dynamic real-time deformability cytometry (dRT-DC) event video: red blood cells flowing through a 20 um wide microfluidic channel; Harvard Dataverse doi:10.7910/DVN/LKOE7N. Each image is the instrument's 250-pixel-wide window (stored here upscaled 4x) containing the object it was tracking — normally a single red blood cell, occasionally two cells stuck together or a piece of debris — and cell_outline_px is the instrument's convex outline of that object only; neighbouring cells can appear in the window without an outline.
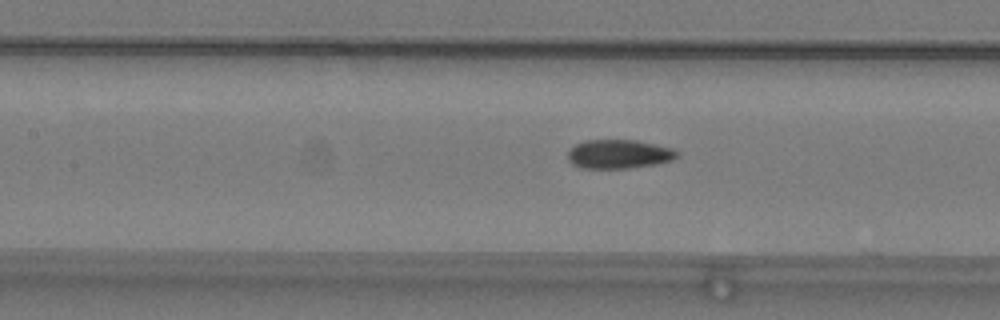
{"species": "common noctule bat (a hibernating species)", "species_latin": "Nyctalus noctula", "temperature_condition": "warm", "stored_images_in_passage": 31, "camera_frame_rate_fps": 3000, "um_per_image_px": 0.085, "animal": {"sex": "male", "body_mass_g": 19.2, "forearm_length_mm": 51.8}, "frame": {"image": 1, "passage_image": 8, "time_ms": 2.333, "image_size_px": [1000, 320], "cell_outline_px": [[680, 156], [672, 160], [656, 164], [628, 168], [580, 168], [572, 164], [568, 160], [568, 148], [584, 140], [636, 140], [672, 148], [680, 152]], "centroid_in_image_um": [52.6, 13.09], "position_along_channel_um": 154.8, "area_um2": 18.61}}
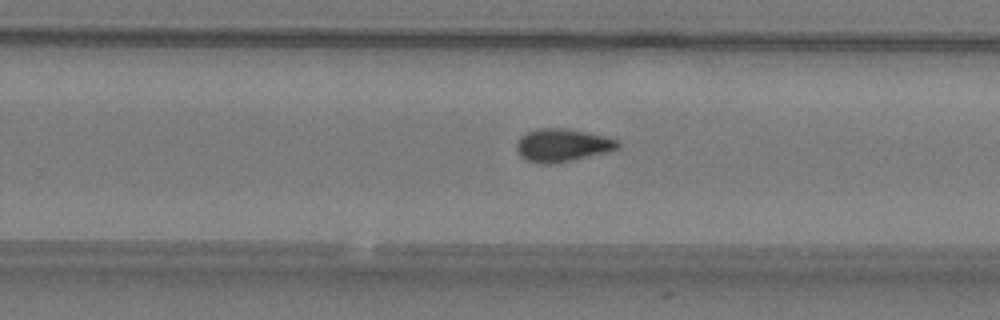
{"frame": {"image": 2, "passage_image": 18, "time_ms": 5.667, "image_size_px": [1000, 320], "cell_outline_px": [[620, 148], [608, 152], [572, 160], [552, 164], [544, 164], [528, 160], [520, 156], [516, 148], [516, 144], [520, 136], [536, 128], [568, 128], [608, 136], [616, 140], [620, 144]], "centroid_in_image_um": [47.82, 12.33], "position_along_channel_um": 282.0, "area_um2": 19.59}}
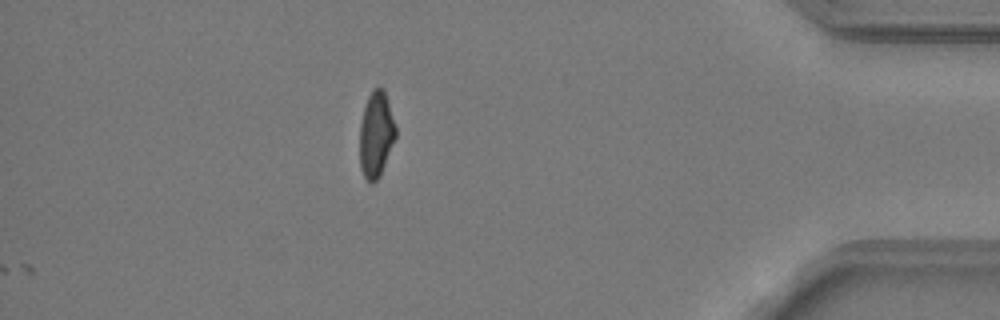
{"frame": {"image": 3, "passage_image": 31, "time_ms": 10.0, "image_size_px": [1000, 320], "cell_outline_px": [[396, 136], [380, 176], [372, 184], [364, 176], [360, 168], [360, 124], [364, 108], [368, 96], [372, 88], [380, 88], [384, 92], [396, 128]], "centroid_in_image_um": [31.95, 11.46], "position_along_channel_um": 403.3, "area_um2": 17.63}, "authors_computed_cell_mechanics": {"area_um2": 18.785, "velocity_mm_per_s": 3.8326, "shape_relaxation_time_tau1_ms": null, "shape_relaxation_time_tau2_ms": 3.9589, "deformation_change_tau1": null, "deformation_change_tau2": 0.0659}}